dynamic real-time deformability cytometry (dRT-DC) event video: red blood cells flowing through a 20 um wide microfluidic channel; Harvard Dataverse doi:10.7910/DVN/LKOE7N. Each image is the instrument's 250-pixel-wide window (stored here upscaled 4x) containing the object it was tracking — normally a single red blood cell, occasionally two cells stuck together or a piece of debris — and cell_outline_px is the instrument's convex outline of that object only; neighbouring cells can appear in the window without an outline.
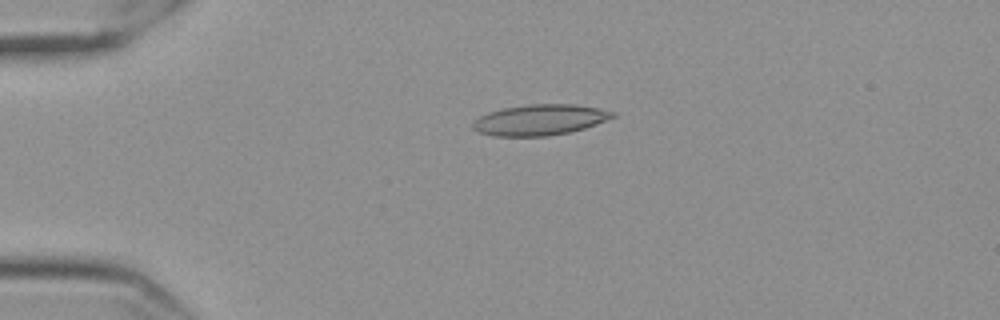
{"species": "Egyptian fruit bat (a non-hibernating species)", "species_latin": "Rousettus aegyptiacus", "temperature_condition": "cold", "stored_images_in_passage": 45, "camera_frame_rate_fps": 3000, "um_per_image_px": 0.085, "frame": {"image": 1, "passage_image": 1, "time_ms": 0.0, "image_size_px": [1000, 320], "cell_outline_px": [[616, 116], [596, 124], [584, 128], [568, 132], [548, 136], [492, 136], [480, 132], [472, 128], [472, 120], [488, 112], [504, 108], [528, 104], [576, 104], [600, 108], [616, 112]], "centroid_in_image_um": [45.88, 10.18], "position_along_channel_um": 39.1, "area_um2": 25.14}}
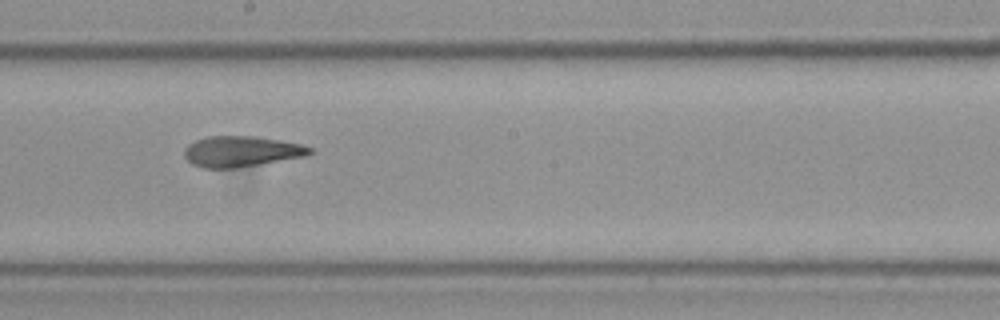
{"frame": {"image": 2, "passage_image": 20, "time_ms": 6.333, "image_size_px": [1000, 320], "cell_outline_px": [[312, 152], [308, 156], [260, 164], [232, 168], [204, 168], [192, 164], [184, 156], [184, 148], [188, 144], [196, 140], [208, 136], [256, 136], [280, 140], [300, 144], [312, 148]], "centroid_in_image_um": [20.51, 12.87], "position_along_channel_um": 227.7, "area_um2": 22.48}}
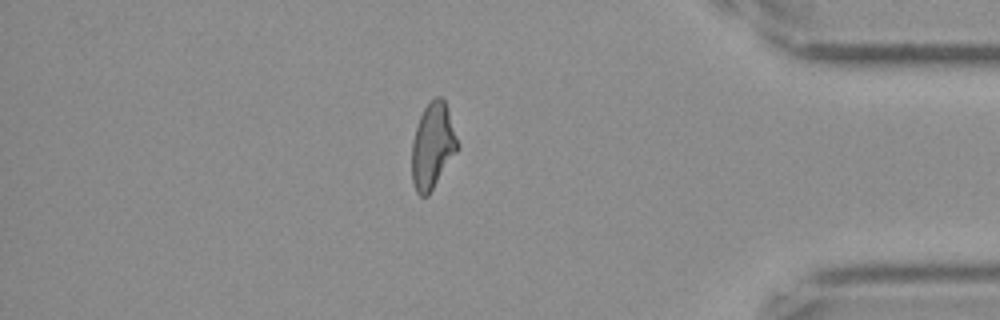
{"frame": {"image": 3, "passage_image": 37, "time_ms": 12.0, "image_size_px": [1000, 320], "cell_outline_px": [[460, 148], [428, 196], [420, 196], [416, 192], [412, 184], [412, 144], [416, 128], [420, 116], [424, 108], [436, 96], [440, 96], [444, 100], [460, 144]], "centroid_in_image_um": [36.79, 12.44], "position_along_channel_um": 398.4, "area_um2": 22.89}, "authors_computed_cell_mechanics": {"area_um2": 23.0044, "velocity_mm_per_s": 3.5412, "shape_relaxation_time_tau1_ms": null, "shape_relaxation_time_tau2_ms": 3.2047, "deformation_change_tau1": null, "deformation_change_tau2": 0.0965}}